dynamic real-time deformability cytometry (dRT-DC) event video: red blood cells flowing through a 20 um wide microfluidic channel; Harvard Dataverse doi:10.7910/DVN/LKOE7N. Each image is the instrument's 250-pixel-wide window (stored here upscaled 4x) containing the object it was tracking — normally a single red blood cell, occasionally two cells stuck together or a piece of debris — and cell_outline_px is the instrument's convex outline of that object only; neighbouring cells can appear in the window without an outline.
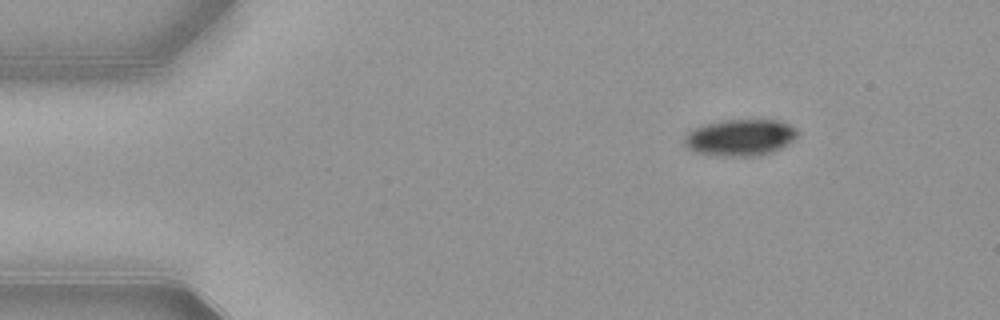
{"species": "common noctule bat (a hibernating species)", "species_latin": "Nyctalus noctula", "temperature_condition": "warm", "stored_images_in_passage": 47, "camera_frame_rate_fps": 3000, "um_per_image_px": 0.085, "animal": {"sex": "female", "body_mass_g": 21.9}, "frame": {"image": 1, "passage_image": 1, "time_ms": 0.0, "image_size_px": [1000, 320], "cell_outline_px": [[800, 132], [788, 144], [772, 152], [760, 156], [716, 156], [696, 152], [688, 148], [684, 144], [684, 136], [688, 132], [696, 128], [708, 124], [724, 120], [776, 120], [788, 124], [796, 128]], "centroid_in_image_um": [62.93, 11.7], "position_along_channel_um": 22.1, "area_um2": 24.04}}
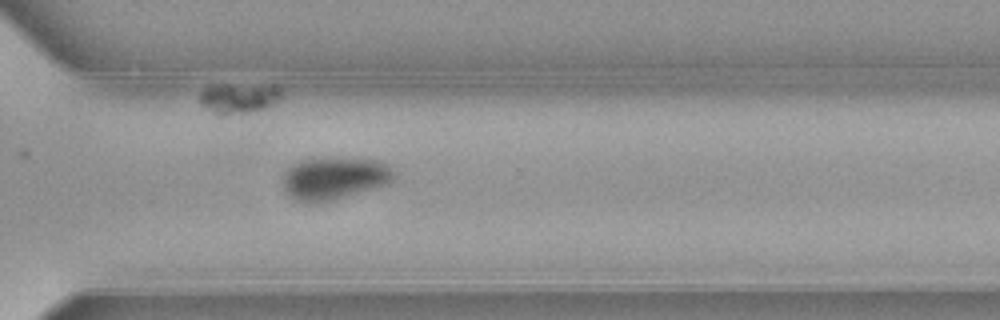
{"frame": {"image": 2, "passage_image": 32, "time_ms": 10.333, "image_size_px": [1000, 320], "cell_outline_px": [[396, 172], [392, 180], [388, 184], [332, 200], [296, 200], [284, 188], [280, 180], [284, 172], [292, 164], [300, 160], [312, 156], [336, 156], [380, 160], [388, 164]], "centroid_in_image_um": [28.43, 15.05], "position_along_channel_um": 342.2, "area_um2": 27.98}}
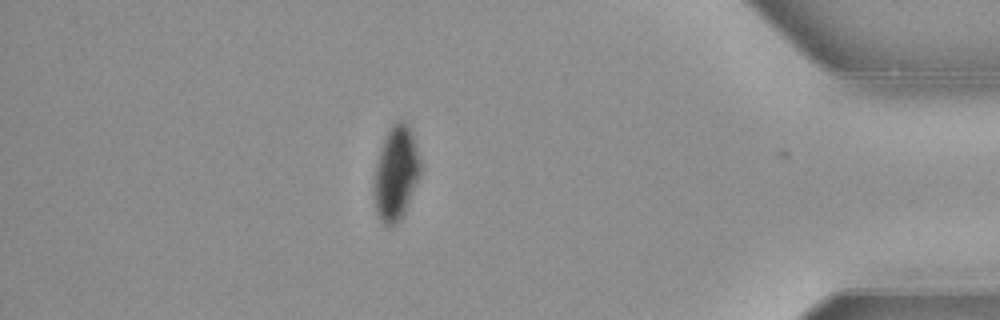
{"frame": {"image": 3, "passage_image": 40, "time_ms": 13.0, "image_size_px": [1000, 320], "cell_outline_px": [[420, 176], [404, 212], [400, 220], [396, 224], [388, 228], [380, 220], [376, 212], [372, 196], [372, 184], [376, 160], [380, 148], [388, 128], [396, 120], [404, 120], [408, 124], [416, 144], [420, 160]], "centroid_in_image_um": [33.61, 14.73], "position_along_channel_um": 401.6, "area_um2": 26.07}, "authors_computed_cell_mechanics": {"area_um2": 27.8596, "velocity_mm_per_s": 3.8673, "shape_relaxation_time_tau1_ms": 2.9076, "shape_relaxation_time_tau2_ms": null, "deformation_change_tau1": 0.1027, "deformation_change_tau2": null}}